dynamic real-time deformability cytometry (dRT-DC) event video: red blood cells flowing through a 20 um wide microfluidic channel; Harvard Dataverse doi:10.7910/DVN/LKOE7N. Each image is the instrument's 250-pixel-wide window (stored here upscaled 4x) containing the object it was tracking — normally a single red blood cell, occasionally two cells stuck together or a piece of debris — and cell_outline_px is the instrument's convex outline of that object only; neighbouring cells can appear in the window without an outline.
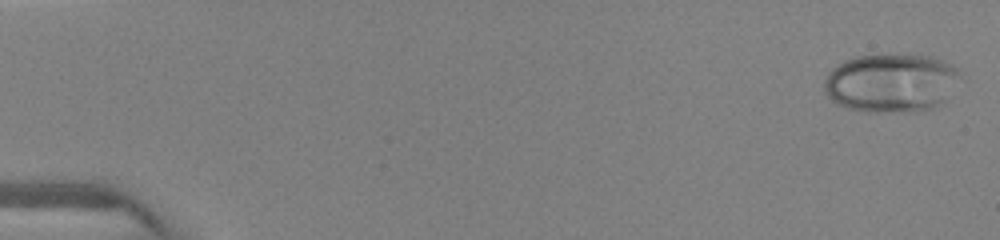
{"species": "human", "species_latin": "Homo sapiens", "temperature_condition": "warm", "stored_images_in_passage": 39, "camera_frame_rate_fps": 3000, "um_per_image_px": 0.085, "donor": {"sex": "female"}, "frame": {"image": 1, "passage_image": 1, "time_ms": 0.0, "image_size_px": [1000, 240], "cell_outline_px": [[960, 76], [944, 100], [932, 108], [916, 112], [868, 112], [848, 108], [832, 100], [824, 92], [824, 80], [828, 72], [832, 68], [844, 60], [856, 56], [908, 52], [932, 56], [944, 60], [956, 68]], "centroid_in_image_um": [75.72, 7.01], "position_along_channel_um": 9.3, "area_um2": 47.11}}
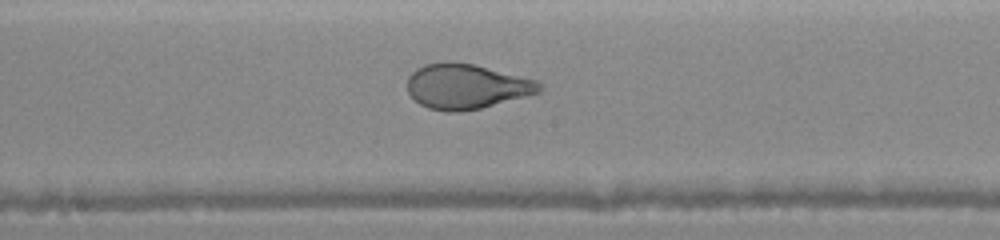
{"frame": {"image": 2, "passage_image": 21, "time_ms": 8.0, "image_size_px": [1000, 240], "cell_outline_px": [[544, 88], [540, 92], [528, 96], [480, 108], [456, 112], [448, 112], [428, 108], [420, 104], [408, 92], [408, 76], [416, 68], [424, 64], [444, 60], [452, 60], [472, 64], [536, 80]], "centroid_in_image_um": [39.62, 7.33], "position_along_channel_um": 208.6, "area_um2": 34.68}}
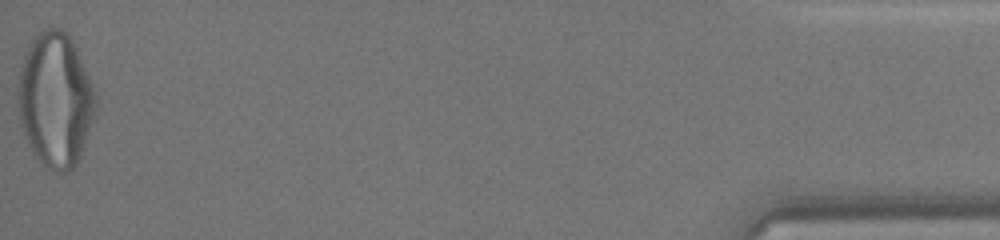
{"frame": {"image": 3, "passage_image": 39, "time_ms": 15.0, "image_size_px": [1000, 240], "cell_outline_px": [[96, 116], [80, 156], [76, 164], [72, 168], [64, 172], [56, 172], [44, 164], [32, 152], [24, 136], [20, 124], [16, 92], [20, 64], [32, 40], [48, 24], [60, 28], [72, 40], [80, 56], [96, 92]], "centroid_in_image_um": [4.7, 8.47], "position_along_channel_um": 430.5, "area_um2": 61.38}}